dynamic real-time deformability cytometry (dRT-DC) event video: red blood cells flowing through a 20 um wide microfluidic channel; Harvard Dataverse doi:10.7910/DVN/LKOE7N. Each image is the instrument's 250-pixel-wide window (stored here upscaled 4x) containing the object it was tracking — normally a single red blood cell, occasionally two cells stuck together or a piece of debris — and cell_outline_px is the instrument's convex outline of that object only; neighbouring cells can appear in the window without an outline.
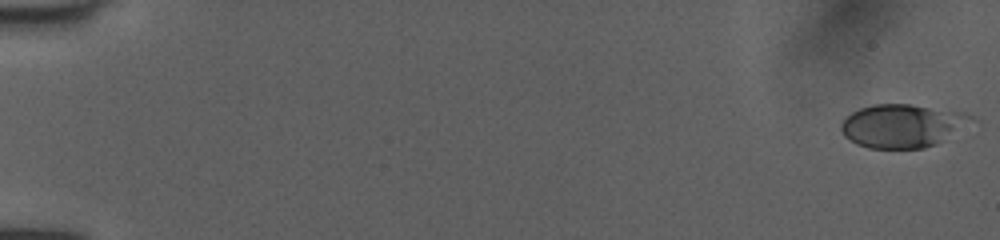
{"species": "human", "species_latin": "Homo sapiens", "temperature_condition": "room temperature", "stored_images_in_passage": 52, "camera_frame_rate_fps": 3000, "um_per_image_px": 0.085, "donor": {"sex": "female"}, "frame": {"image": 1, "passage_image": 1, "time_ms": 0.0, "image_size_px": [1000, 240], "cell_outline_px": [[980, 120], [936, 144], [924, 148], [868, 148], [856, 144], [844, 136], [840, 128], [840, 124], [852, 112], [860, 108], [872, 104], [912, 104], [964, 112], [976, 116]], "centroid_in_image_um": [76.78, 10.68], "position_along_channel_um": 8.2, "area_um2": 33.41}}
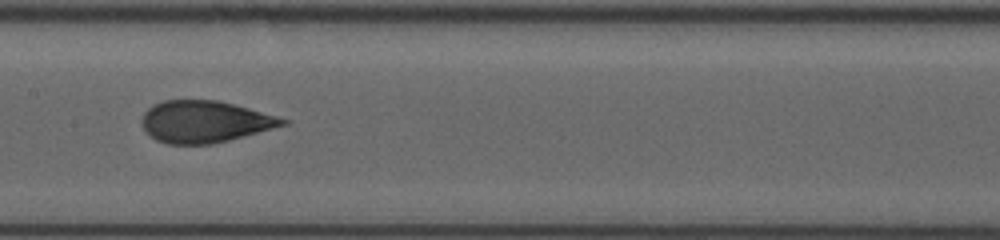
{"frame": {"image": 2, "passage_image": 28, "time_ms": 9.0, "image_size_px": [1000, 240], "cell_outline_px": [[292, 120], [288, 124], [228, 140], [212, 144], [168, 144], [156, 140], [140, 124], [140, 120], [144, 112], [152, 104], [164, 100], [216, 100], [248, 108]], "centroid_in_image_um": [17.38, 10.34], "position_along_channel_um": 190.0, "area_um2": 34.22}}
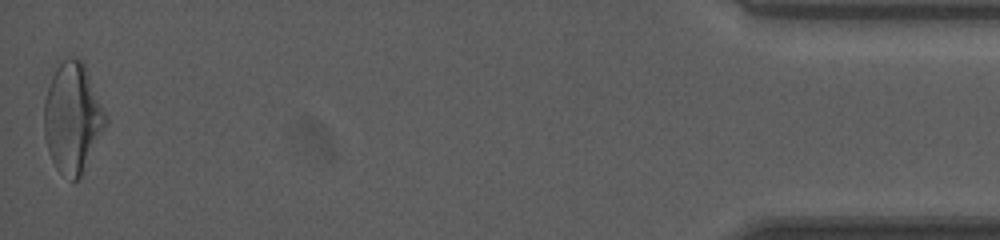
{"frame": {"image": 3, "passage_image": 52, "time_ms": 17.0, "image_size_px": [1000, 240], "cell_outline_px": [[108, 120], [80, 176], [76, 180], [72, 180], [60, 172], [56, 168], [48, 152], [44, 136], [44, 100], [56, 60], [68, 56], [80, 60], [84, 64], [108, 116]], "centroid_in_image_um": [6.14, 9.94], "position_along_channel_um": 429.1, "area_um2": 39.48}, "authors_computed_cell_mechanics": {"area_um2": 34.4777, "velocity_mm_per_s": 4.0192, "shape_relaxation_time_tau1_ms": 5.3319, "shape_relaxation_time_tau2_ms": 0.8851, "deformation_change_tau1": 0.169, "deformation_change_tau2": 0.0755}}